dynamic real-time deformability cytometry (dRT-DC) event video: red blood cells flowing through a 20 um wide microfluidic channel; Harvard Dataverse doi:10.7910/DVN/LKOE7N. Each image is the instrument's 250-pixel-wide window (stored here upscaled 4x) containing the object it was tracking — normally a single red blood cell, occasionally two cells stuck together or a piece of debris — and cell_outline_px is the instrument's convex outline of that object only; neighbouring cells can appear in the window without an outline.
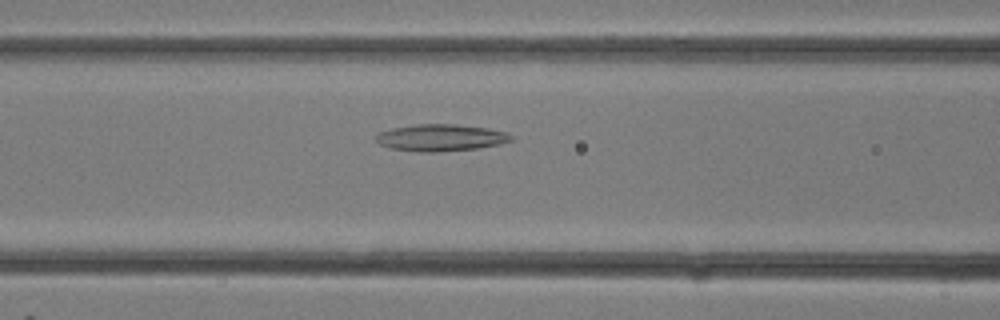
{"species": "common noctule bat (a hibernating species)", "species_latin": "Nyctalus noctula", "temperature_condition": "room temperature", "stored_images_in_passage": 8, "camera_frame_rate_fps": 3000, "um_per_image_px": 0.085, "animal": {"sex": "female"}, "frame": {"image": 1, "passage_image": 4, "time_ms": 1.0, "image_size_px": [1000, 320], "cell_outline_px": [[512, 140], [500, 144], [476, 148], [436, 152], [420, 152], [392, 148], [380, 144], [376, 140], [376, 136], [380, 132], [392, 128], [416, 124], [456, 124], [488, 128], [508, 132], [512, 136]], "centroid_in_image_um": [37.49, 11.69], "position_along_channel_um": 129.1, "area_um2": 21.04}}
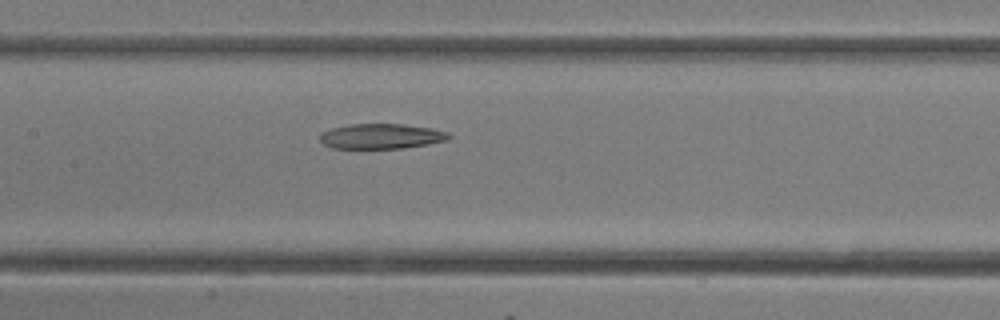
{"frame": {"image": 2, "passage_image": 6, "time_ms": 1.667, "image_size_px": [1000, 320], "cell_outline_px": [[452, 136], [448, 140], [428, 144], [404, 148], [332, 148], [324, 144], [320, 140], [320, 132], [332, 128], [352, 124], [404, 124], [432, 128], [448, 132]], "centroid_in_image_um": [32.43, 11.58], "position_along_channel_um": 175.0, "area_um2": 18.9}}
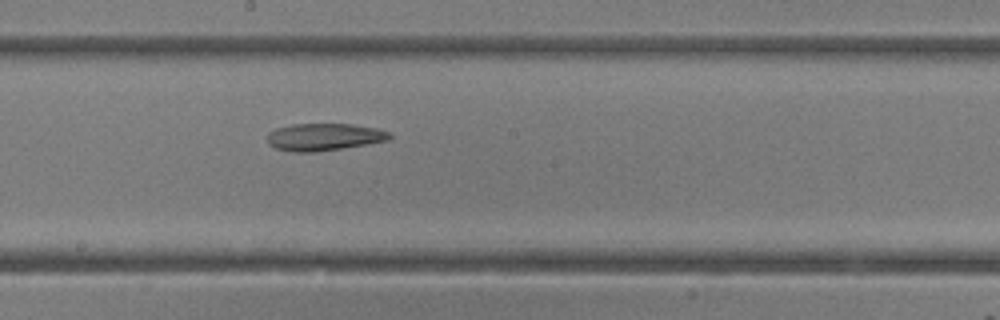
{"frame": {"image": 3, "passage_image": 8, "time_ms": 2.333, "image_size_px": [1000, 320], "cell_outline_px": [[392, 136], [388, 140], [316, 152], [292, 152], [276, 148], [268, 144], [268, 132], [276, 128], [292, 124], [352, 124], [376, 128], [388, 132]], "centroid_in_image_um": [27.5, 11.64], "position_along_channel_um": 220.7, "area_um2": 19.25}}